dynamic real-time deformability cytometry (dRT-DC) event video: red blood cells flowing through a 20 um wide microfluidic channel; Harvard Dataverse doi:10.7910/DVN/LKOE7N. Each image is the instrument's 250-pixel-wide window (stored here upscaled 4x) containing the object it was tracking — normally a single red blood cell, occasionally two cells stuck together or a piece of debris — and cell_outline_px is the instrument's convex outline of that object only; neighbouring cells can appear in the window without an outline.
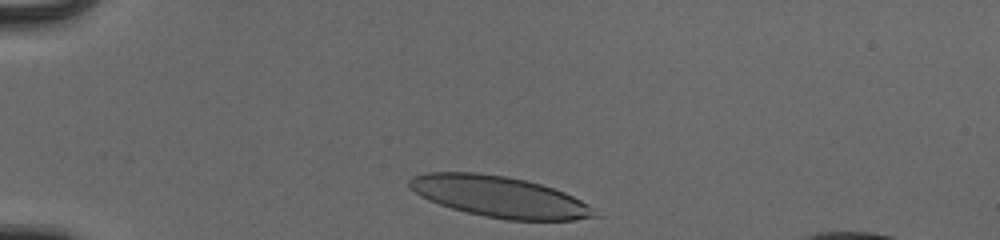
{"species": "human", "species_latin": "Homo sapiens", "temperature_condition": "cold", "stored_images_in_passage": 33, "camera_frame_rate_fps": 3000, "um_per_image_px": 0.085, "donor": {"sex": "male"}, "frame": {"image": 1, "passage_image": 1, "time_ms": 0.0, "image_size_px": [1000, 240], "cell_outline_px": [[600, 216], [572, 220], [508, 220], [484, 216], [452, 208], [428, 200], [420, 196], [408, 184], [408, 180], [412, 176], [424, 172], [476, 172], [508, 176], [540, 184], [564, 192], [588, 204]], "centroid_in_image_um": [42.43, 16.71], "position_along_channel_um": 42.6, "area_um2": 44.1}}
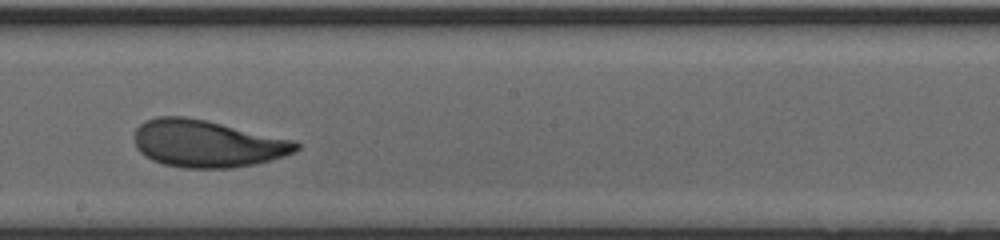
{"frame": {"image": 2, "passage_image": 19, "time_ms": 6.0, "image_size_px": [1000, 240], "cell_outline_px": [[300, 148], [296, 152], [284, 156], [256, 164], [232, 168], [184, 168], [164, 164], [152, 160], [140, 152], [136, 148], [136, 128], [144, 120], [156, 116], [184, 116], [208, 120], [296, 140], [300, 144]], "centroid_in_image_um": [17.65, 12.2], "position_along_channel_um": 230.6, "area_um2": 44.91}}
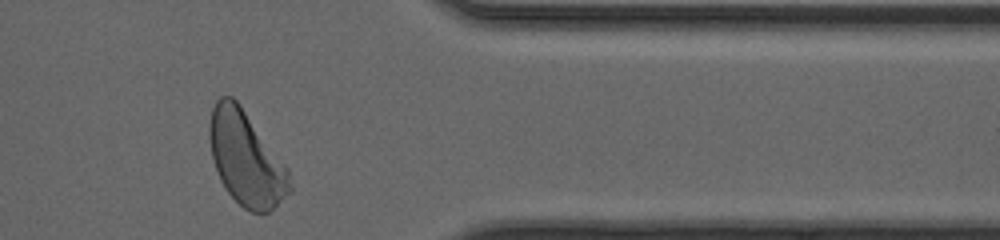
{"frame": {"image": 3, "passage_image": 32, "time_ms": 10.333, "image_size_px": [1000, 240], "cell_outline_px": [[292, 192], [268, 212], [252, 212], [244, 208], [228, 192], [220, 180], [212, 156], [208, 136], [208, 124], [212, 108], [216, 100], [220, 96], [232, 96], [240, 104], [288, 168], [292, 184]], "centroid_in_image_um": [20.92, 13.47], "position_along_channel_um": 390.5, "area_um2": 43.93}, "authors_computed_cell_mechanics": {"area_um2": 44.1592, "velocity_mm_per_s": 3.9341, "shape_relaxation_time_tau1_ms": 4.2577, "shape_relaxation_time_tau2_ms": 1.2574, "deformation_change_tau1": 0.1868, "deformation_change_tau2": 0.0779}}